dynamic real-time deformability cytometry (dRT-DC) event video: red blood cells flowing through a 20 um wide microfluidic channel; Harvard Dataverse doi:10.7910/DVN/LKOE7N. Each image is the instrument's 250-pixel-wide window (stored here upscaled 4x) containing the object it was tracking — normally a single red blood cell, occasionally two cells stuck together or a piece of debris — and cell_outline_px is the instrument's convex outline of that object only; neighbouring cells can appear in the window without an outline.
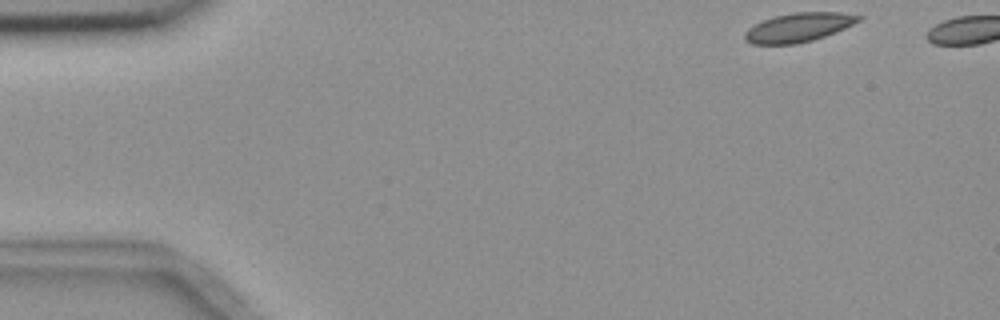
{"species": "common noctule bat (a hibernating species)", "species_latin": "Nyctalus noctula", "temperature_condition": "room temperature", "stored_images_in_passage": 5, "camera_frame_rate_fps": 3000, "um_per_image_px": 0.085, "animal": {"sex": "female", "body_mass_g": 18.4}, "frame": {"image": 1, "passage_image": 1, "time_ms": 0.0, "image_size_px": [1000, 320], "cell_outline_px": [[864, 16], [860, 20], [844, 28], [824, 36], [812, 40], [796, 44], [752, 44], [744, 40], [744, 32], [748, 28], [772, 16], [796, 12], [840, 12]], "centroid_in_image_um": [67.85, 2.32], "position_along_channel_um": 17.2, "area_um2": 19.13}}